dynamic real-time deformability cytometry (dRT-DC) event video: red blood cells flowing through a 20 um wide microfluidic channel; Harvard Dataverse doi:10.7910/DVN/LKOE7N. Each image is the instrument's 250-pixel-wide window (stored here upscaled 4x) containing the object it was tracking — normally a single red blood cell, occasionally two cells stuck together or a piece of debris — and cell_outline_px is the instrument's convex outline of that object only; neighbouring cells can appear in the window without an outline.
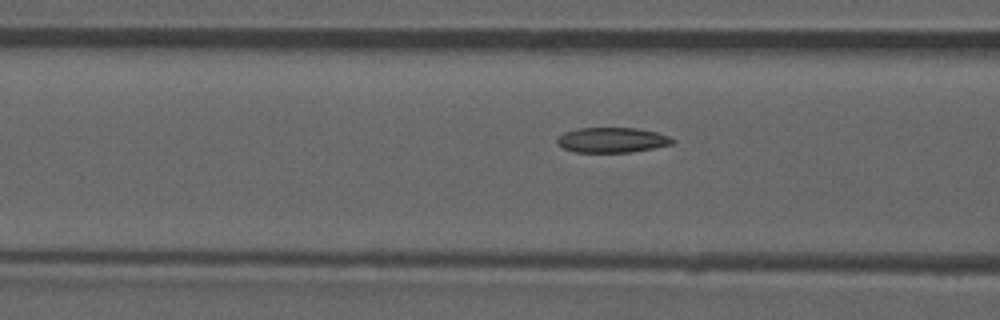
{"species": "common noctule bat (a hibernating species)", "species_latin": "Nyctalus noctula", "temperature_condition": "room temperature", "stored_images_in_passage": 26, "camera_frame_rate_fps": 3000, "um_per_image_px": 0.085, "animal": {"sex": "male", "forearm_length_mm": 52.5}, "frame": {"image": 1, "passage_image": 11, "time_ms": 3.333, "image_size_px": [1000, 320], "cell_outline_px": [[676, 140], [672, 144], [632, 152], [576, 152], [564, 148], [556, 140], [564, 132], [576, 128], [636, 128], [656, 132], [668, 136]], "centroid_in_image_um": [52.04, 11.89], "position_along_channel_um": 114.6, "area_um2": 16.7}}